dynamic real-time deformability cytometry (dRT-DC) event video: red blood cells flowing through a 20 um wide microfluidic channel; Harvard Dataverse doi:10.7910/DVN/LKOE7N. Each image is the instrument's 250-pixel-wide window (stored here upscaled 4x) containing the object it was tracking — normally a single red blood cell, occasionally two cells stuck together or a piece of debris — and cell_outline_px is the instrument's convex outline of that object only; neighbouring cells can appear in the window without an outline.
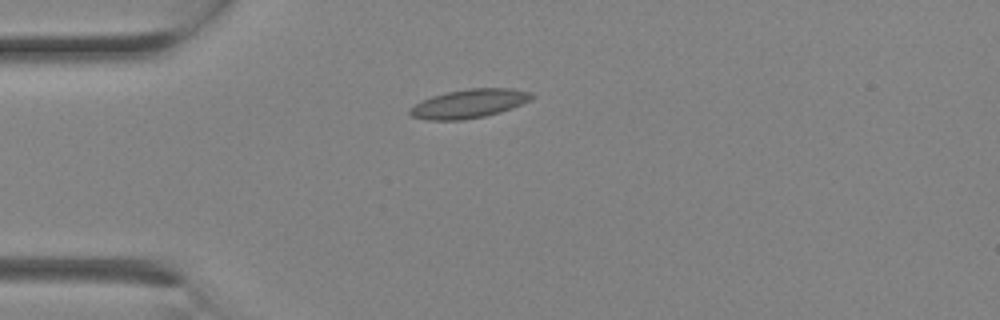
{"species": "Egyptian fruit bat (a non-hibernating species)", "species_latin": "Rousettus aegyptiacus", "temperature_condition": "room temperature", "stored_images_in_passage": 2, "camera_frame_rate_fps": 3000, "um_per_image_px": 0.085, "animal": {"sex": "female"}, "frame": {"image": 1, "passage_image": 2, "time_ms": 0.333, "image_size_px": [1000, 320], "cell_outline_px": [[536, 96], [532, 100], [512, 108], [500, 112], [484, 116], [464, 120], [428, 120], [412, 116], [408, 112], [416, 104], [432, 96], [448, 92], [468, 88], [512, 88], [532, 92]], "centroid_in_image_um": [39.95, 8.8], "position_along_channel_um": 45.0, "area_um2": 20.4}}